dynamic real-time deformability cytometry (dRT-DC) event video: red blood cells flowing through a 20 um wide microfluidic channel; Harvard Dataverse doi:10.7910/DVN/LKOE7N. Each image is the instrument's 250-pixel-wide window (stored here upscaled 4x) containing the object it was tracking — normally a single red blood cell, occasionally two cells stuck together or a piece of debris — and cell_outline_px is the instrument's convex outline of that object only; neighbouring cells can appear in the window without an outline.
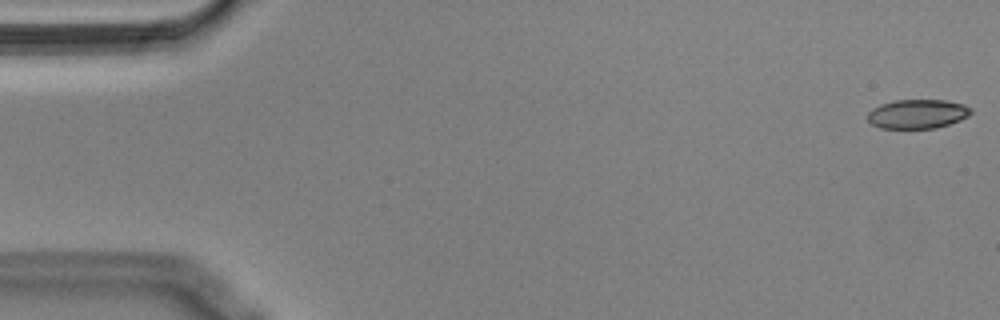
{"species": "Egyptian fruit bat (a non-hibernating species)", "species_latin": "Rousettus aegyptiacus", "temperature_condition": "cold", "stored_images_in_passage": 55, "camera_frame_rate_fps": 3000, "um_per_image_px": 0.085, "animal": {"sex": "male"}, "frame": {"image": 1, "passage_image": 1, "time_ms": 0.0, "image_size_px": [1000, 320], "cell_outline_px": [[972, 112], [968, 116], [960, 120], [936, 128], [880, 128], [872, 124], [868, 120], [868, 112], [872, 108], [880, 104], [892, 100], [944, 100], [964, 104], [972, 108]], "centroid_in_image_um": [77.98, 9.67], "position_along_channel_um": 7.0, "area_um2": 17.63}}
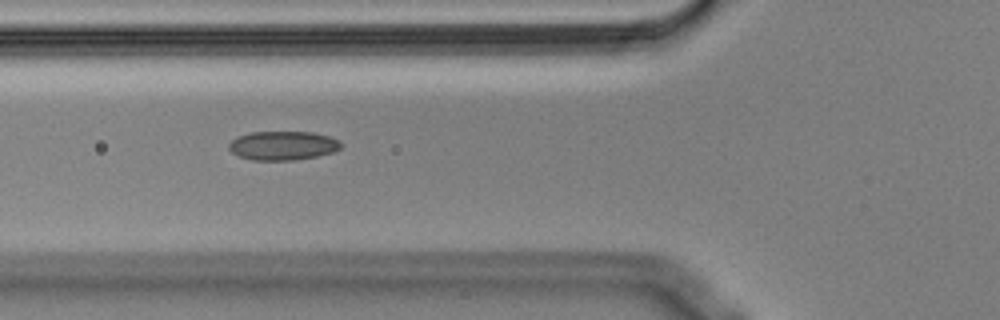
{"frame": {"image": 2, "passage_image": 20, "time_ms": 6.333, "image_size_px": [1000, 320], "cell_outline_px": [[344, 144], [340, 148], [332, 152], [316, 156], [296, 160], [252, 160], [240, 156], [232, 152], [228, 148], [228, 144], [236, 136], [252, 132], [312, 132], [328, 136], [340, 140]], "centroid_in_image_um": [24.05, 12.37], "position_along_channel_um": 101.8, "area_um2": 18.96}}
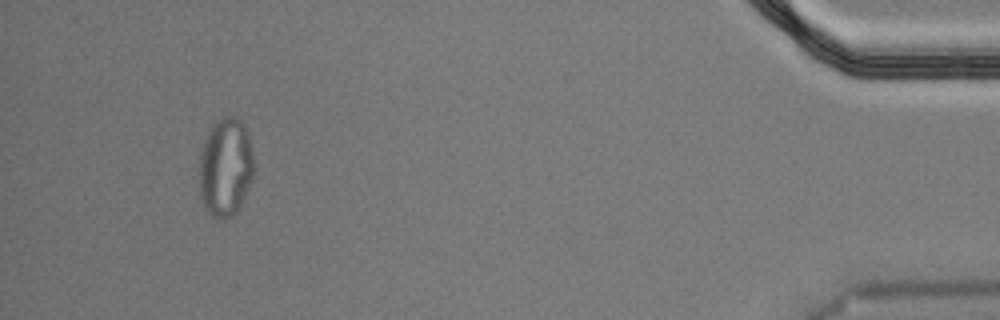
{"frame": {"image": 3, "passage_image": 52, "time_ms": 17.0, "image_size_px": [1000, 320], "cell_outline_px": [[252, 180], [244, 200], [236, 212], [228, 220], [220, 220], [212, 216], [208, 212], [200, 196], [200, 152], [204, 140], [208, 132], [216, 120], [232, 112], [244, 124], [248, 132], [252, 148]], "centroid_in_image_um": [19.18, 14.2], "position_along_channel_um": 416.0, "area_um2": 31.85}, "authors_computed_cell_mechanics": {"area_um2": 19.074, "velocity_mm_per_s": 3.6034, "shape_relaxation_time_tau1_ms": null, "shape_relaxation_time_tau2_ms": 3.0202, "deformation_change_tau1": null, "deformation_change_tau2": 0.08}}